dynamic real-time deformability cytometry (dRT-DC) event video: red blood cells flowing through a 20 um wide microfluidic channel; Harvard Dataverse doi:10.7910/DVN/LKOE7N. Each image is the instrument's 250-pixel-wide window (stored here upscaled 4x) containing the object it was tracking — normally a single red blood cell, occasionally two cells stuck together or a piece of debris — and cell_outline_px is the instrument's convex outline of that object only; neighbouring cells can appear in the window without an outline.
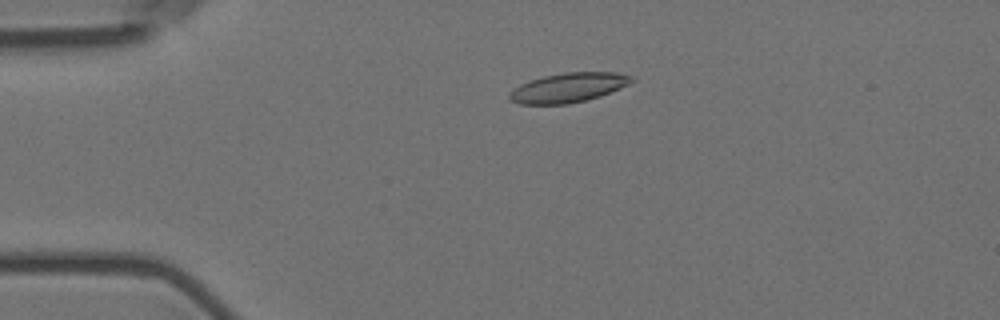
{"species": "Egyptian fruit bat (a non-hibernating species)", "species_latin": "Rousettus aegyptiacus", "temperature_condition": "room temperature", "stored_images_in_passage": 41, "camera_frame_rate_fps": 3000, "um_per_image_px": 0.085, "animal": {"sex": "female"}, "frame": {"image": 1, "passage_image": 1, "time_ms": 0.0, "image_size_px": [1000, 320], "cell_outline_px": [[636, 80], [620, 88], [600, 96], [568, 104], [520, 104], [512, 100], [508, 96], [508, 92], [520, 84], [528, 80], [544, 76], [564, 72], [616, 72], [632, 76]], "centroid_in_image_um": [48.3, 7.44], "position_along_channel_um": 36.7, "area_um2": 20.98}}
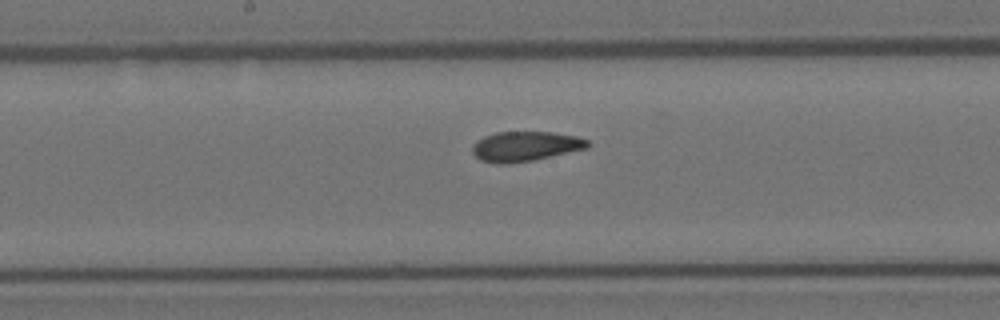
{"frame": {"image": 2, "passage_image": 18, "time_ms": 5.667, "image_size_px": [1000, 320], "cell_outline_px": [[592, 144], [588, 148], [532, 160], [504, 164], [496, 164], [480, 160], [472, 152], [472, 148], [484, 136], [496, 132], [552, 132], [576, 136], [588, 140]], "centroid_in_image_um": [44.68, 12.44], "position_along_channel_um": 203.5, "area_um2": 19.88}}
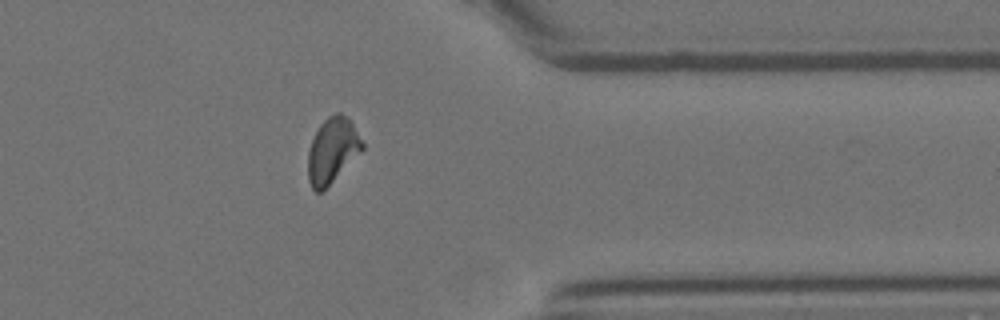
{"frame": {"image": 3, "passage_image": 34, "time_ms": 11.0, "image_size_px": [1000, 320], "cell_outline_px": [[364, 148], [320, 192], [316, 192], [312, 188], [308, 180], [308, 152], [312, 140], [320, 124], [328, 116], [336, 112], [340, 112], [348, 116], [364, 144]], "centroid_in_image_um": [28.24, 12.73], "position_along_channel_um": 383.2, "area_um2": 20.17}, "authors_computed_cell_mechanics": {"area_um2": 20.1722, "velocity_mm_per_s": 3.5882, "shape_relaxation_time_tau1_ms": 5.8162, "shape_relaxation_time_tau2_ms": 1.4291, "deformation_change_tau1": 0.173, "deformation_change_tau2": 0.0845}}